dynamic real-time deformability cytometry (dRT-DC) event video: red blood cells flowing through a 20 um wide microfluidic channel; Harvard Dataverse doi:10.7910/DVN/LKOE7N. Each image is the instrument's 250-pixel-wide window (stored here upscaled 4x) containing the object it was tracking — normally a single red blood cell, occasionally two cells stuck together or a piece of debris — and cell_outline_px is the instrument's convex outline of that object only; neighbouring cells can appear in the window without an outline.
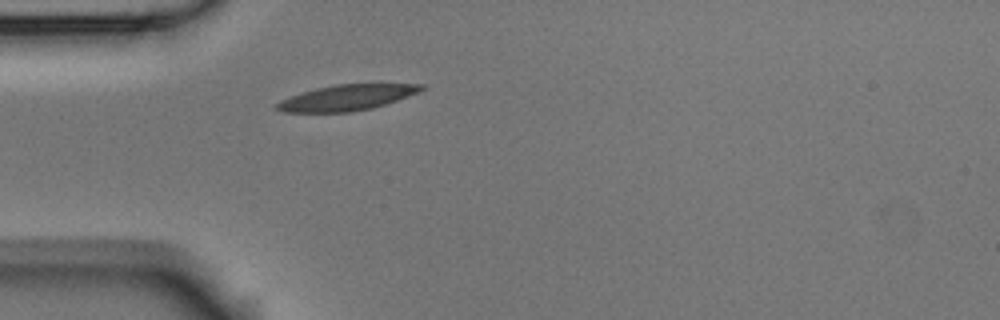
{"species": "Egyptian fruit bat (a non-hibernating species)", "species_latin": "Rousettus aegyptiacus", "temperature_condition": "room temperature", "stored_images_in_passage": 6, "camera_frame_rate_fps": 3000, "um_per_image_px": 0.085, "animal": {"sex": "male"}, "frame": {"image": 1, "passage_image": 6, "time_ms": 1.667, "image_size_px": [1000, 320], "cell_outline_px": [[424, 88], [420, 92], [372, 108], [352, 112], [284, 112], [276, 108], [276, 104], [280, 100], [300, 92], [316, 88], [336, 84], [380, 80], [424, 84]], "centroid_in_image_um": [29.61, 8.22], "position_along_channel_um": 55.4, "area_um2": 22.77}}